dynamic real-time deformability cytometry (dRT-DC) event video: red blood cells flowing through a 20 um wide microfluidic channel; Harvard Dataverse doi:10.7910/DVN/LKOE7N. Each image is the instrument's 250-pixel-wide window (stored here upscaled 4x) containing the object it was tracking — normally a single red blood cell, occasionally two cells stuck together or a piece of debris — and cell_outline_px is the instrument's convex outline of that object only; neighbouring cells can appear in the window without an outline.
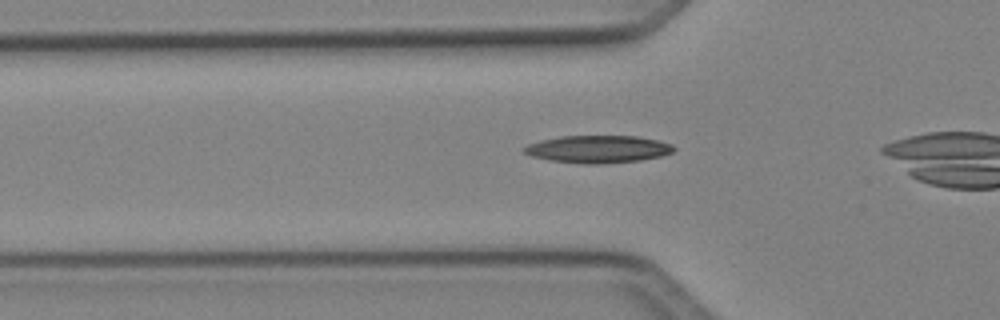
{"species": "Egyptian fruit bat (a non-hibernating species)", "species_latin": "Rousettus aegyptiacus", "temperature_condition": "cold", "stored_images_in_passage": 31, "camera_frame_rate_fps": 3000, "um_per_image_px": 0.085, "animal": {"sex": "female"}, "frame": {"image": 1, "passage_image": 8, "time_ms": 2.333, "image_size_px": [1000, 320], "cell_outline_px": [[676, 148], [672, 152], [660, 156], [640, 160], [600, 164], [588, 164], [548, 160], [532, 156], [524, 152], [520, 148], [528, 144], [540, 140], [560, 136], [636, 136], [656, 140], [672, 144]], "centroid_in_image_um": [50.79, 12.67], "position_along_channel_um": 75.0, "area_um2": 23.93}}
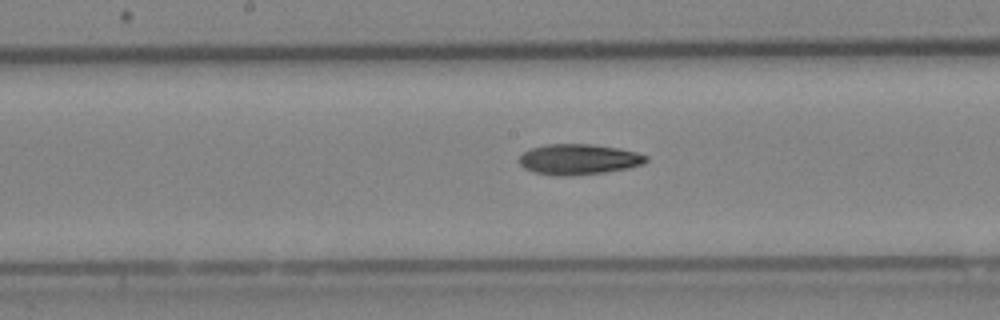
{"frame": {"image": 2, "passage_image": 17, "time_ms": 5.333, "image_size_px": [1000, 320], "cell_outline_px": [[648, 160], [644, 164], [628, 168], [604, 172], [568, 176], [556, 176], [536, 172], [524, 168], [516, 160], [524, 152], [532, 148], [544, 144], [592, 144], [620, 148], [636, 152], [648, 156]], "centroid_in_image_um": [49.19, 13.54], "position_along_channel_um": 199.0, "area_um2": 22.72}}
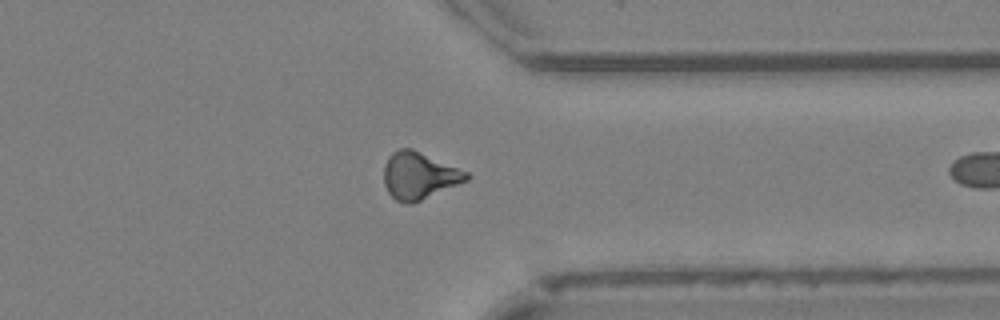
{"frame": {"image": 3, "passage_image": 30, "time_ms": 9.667, "image_size_px": [1000, 320], "cell_outline_px": [[472, 176], [468, 180], [412, 204], [408, 204], [396, 200], [388, 192], [384, 184], [384, 164], [388, 156], [392, 152], [400, 148], [412, 148], [468, 172]], "centroid_in_image_um": [35.62, 14.92], "position_along_channel_um": 375.8, "area_um2": 22.66}}